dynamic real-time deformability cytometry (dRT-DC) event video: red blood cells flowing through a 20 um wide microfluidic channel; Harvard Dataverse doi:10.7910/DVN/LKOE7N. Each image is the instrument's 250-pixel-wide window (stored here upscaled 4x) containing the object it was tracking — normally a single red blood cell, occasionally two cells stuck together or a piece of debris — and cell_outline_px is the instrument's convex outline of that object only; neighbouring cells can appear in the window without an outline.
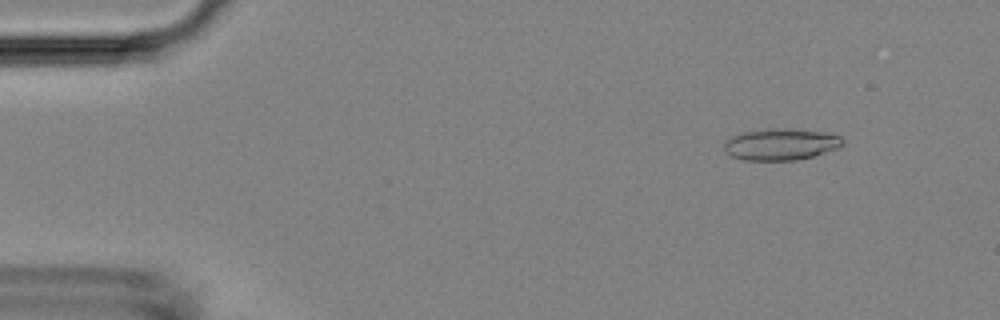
{"species": "Egyptian fruit bat (a non-hibernating species)", "species_latin": "Rousettus aegyptiacus", "temperature_condition": "room temperature", "stored_images_in_passage": 52, "camera_frame_rate_fps": 3000, "um_per_image_px": 0.085, "animal": {"sex": "female"}, "frame": {"image": 1, "passage_image": 4, "time_ms": 1.0, "image_size_px": [1000, 320], "cell_outline_px": [[844, 144], [840, 148], [812, 156], [796, 160], [744, 160], [732, 156], [724, 152], [724, 140], [740, 132], [776, 128], [784, 128], [824, 132], [840, 136], [844, 140]], "centroid_in_image_um": [66.36, 12.26], "position_along_channel_um": 18.6, "area_um2": 21.96}}
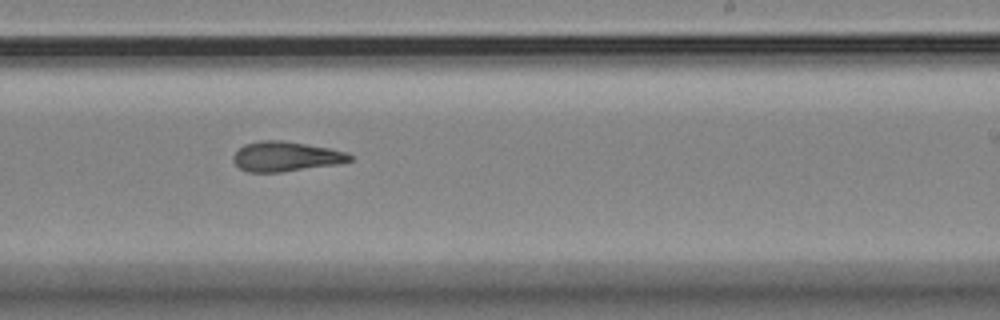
{"frame": {"image": 2, "passage_image": 31, "time_ms": 10.0, "image_size_px": [1000, 320], "cell_outline_px": [[352, 160], [336, 164], [280, 172], [248, 172], [240, 168], [232, 160], [232, 156], [244, 144], [260, 140], [280, 140], [328, 148], [344, 152], [352, 156]], "centroid_in_image_um": [24.24, 13.3], "position_along_channel_um": 264.8, "area_um2": 19.94}}
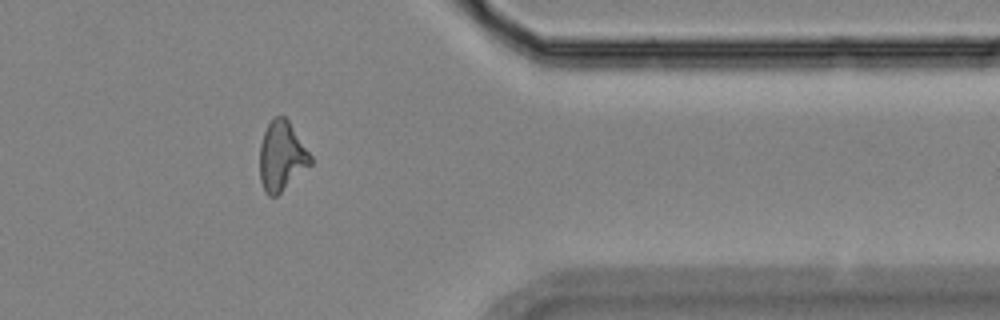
{"frame": {"image": 3, "passage_image": 42, "time_ms": 13.667, "image_size_px": [1000, 320], "cell_outline_px": [[312, 164], [276, 196], [268, 196], [264, 192], [260, 180], [260, 144], [264, 132], [272, 116], [284, 116], [288, 120], [312, 156]], "centroid_in_image_um": [23.93, 13.27], "position_along_channel_um": 387.5, "area_um2": 20.58}, "authors_computed_cell_mechanics": {"area_um2": 20.6635, "velocity_mm_per_s": 3.7418, "shape_relaxation_time_tau1_ms": 9.0227, "shape_relaxation_time_tau2_ms": 3.4268, "deformation_change_tau1": 0.2302, "deformation_change_tau2": 0.1372}}